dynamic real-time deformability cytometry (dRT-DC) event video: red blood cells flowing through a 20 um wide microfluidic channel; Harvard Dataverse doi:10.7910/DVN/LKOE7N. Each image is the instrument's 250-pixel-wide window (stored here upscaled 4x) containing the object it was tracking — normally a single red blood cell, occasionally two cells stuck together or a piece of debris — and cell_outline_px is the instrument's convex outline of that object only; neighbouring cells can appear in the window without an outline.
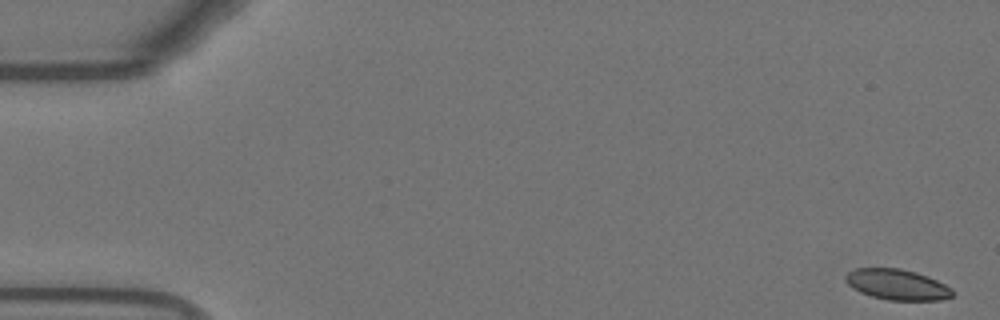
{"species": "Egyptian fruit bat (a non-hibernating species)", "species_latin": "Rousettus aegyptiacus", "temperature_condition": "warm", "stored_images_in_passage": 55, "camera_frame_rate_fps": 3000, "um_per_image_px": 0.085, "animal": {"sex": "female"}, "frame": {"image": 1, "passage_image": 1, "time_ms": 0.0, "image_size_px": [1000, 320], "cell_outline_px": [[956, 292], [952, 296], [940, 300], [888, 300], [872, 296], [860, 292], [852, 288], [844, 280], [844, 276], [848, 272], [856, 268], [900, 268], [916, 272], [928, 276], [952, 288]], "centroid_in_image_um": [76.26, 24.18], "position_along_channel_um": 8.7, "area_um2": 19.19}}
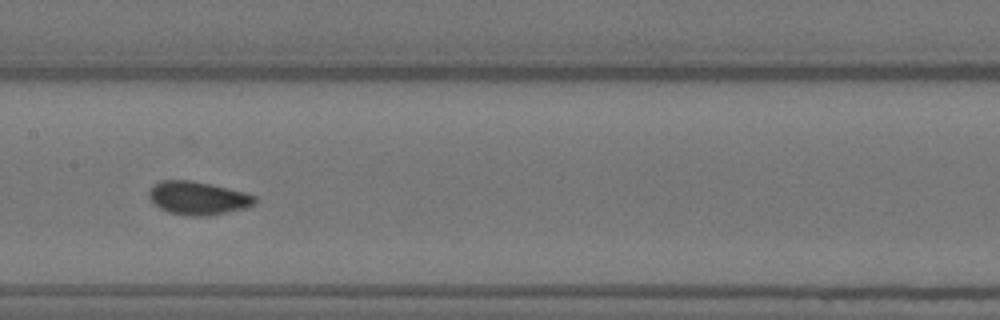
{"frame": {"image": 2, "passage_image": 27, "time_ms": 8.667, "image_size_px": [1000, 320], "cell_outline_px": [[256, 200], [252, 204], [244, 208], [208, 216], [192, 216], [168, 212], [152, 204], [148, 196], [148, 192], [152, 184], [160, 180], [192, 180], [244, 192], [256, 196]], "centroid_in_image_um": [16.75, 16.83], "position_along_channel_um": 190.7, "area_um2": 20.52}}
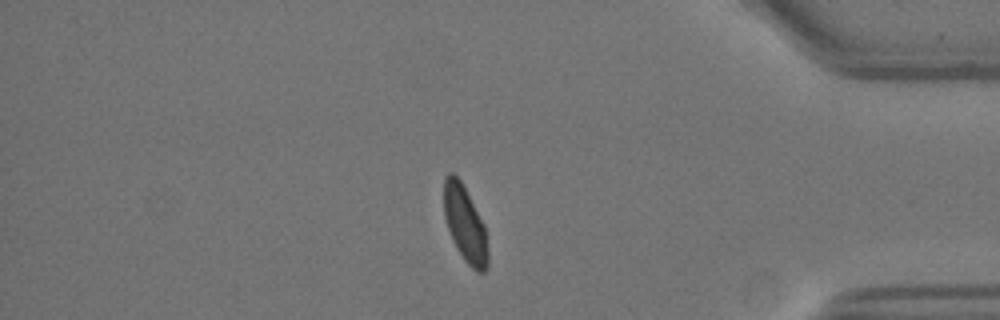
{"frame": {"image": 3, "passage_image": 46, "time_ms": 15.0, "image_size_px": [1000, 320], "cell_outline_px": [[488, 264], [484, 272], [476, 272], [464, 260], [456, 248], [452, 240], [444, 216], [444, 176], [448, 172], [452, 172], [460, 180], [484, 224], [488, 252]], "centroid_in_image_um": [39.51, 19.06], "position_along_channel_um": 395.7, "area_um2": 19.36}}